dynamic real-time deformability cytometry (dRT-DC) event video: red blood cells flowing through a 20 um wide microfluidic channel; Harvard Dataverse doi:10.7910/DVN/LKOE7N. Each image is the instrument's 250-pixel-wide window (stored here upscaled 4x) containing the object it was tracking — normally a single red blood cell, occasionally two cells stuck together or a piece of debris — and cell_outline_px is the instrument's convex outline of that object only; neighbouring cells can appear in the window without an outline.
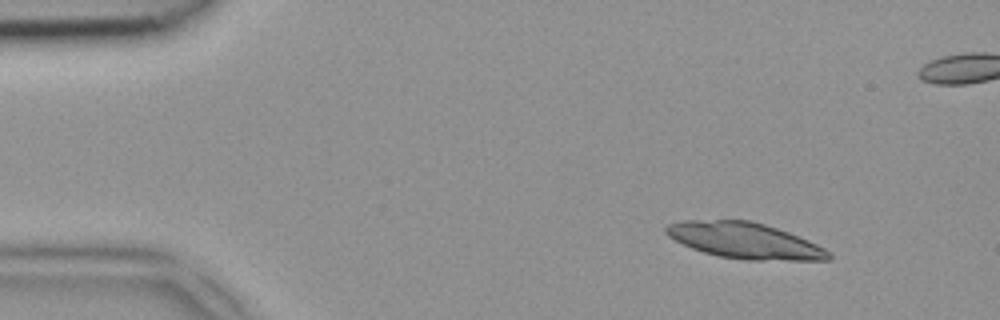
{"species": "common noctule bat (a hibernating species)", "species_latin": "Nyctalus noctula", "temperature_condition": "room temperature", "stored_images_in_passage": 42, "camera_frame_rate_fps": 3000, "um_per_image_px": 0.085, "animal": {"sex": "female", "body_mass_g": 18.4}, "frame": {"image": 1, "passage_image": 1, "time_ms": 0.0, "image_size_px": [1000, 320], "cell_outline_px": [[832, 260], [744, 260], [720, 256], [704, 252], [692, 248], [668, 236], [664, 232], [664, 228], [668, 224], [680, 220], [748, 220], [764, 224], [788, 232], [808, 240], [824, 248], [832, 256]], "centroid_in_image_um": [63.28, 20.45], "position_along_channel_um": 21.7, "area_um2": 33.87}}
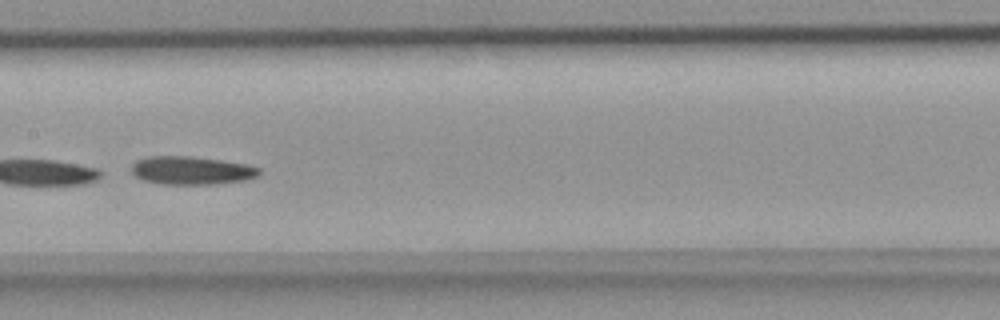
{"frame": {"image": 2, "passage_image": 19, "time_ms": 6.0, "image_size_px": [1000, 320], "cell_outline_px": [[260, 176], [244, 180], [216, 184], [160, 184], [144, 180], [136, 176], [132, 172], [132, 164], [136, 160], [148, 156], [192, 156], [248, 164], [260, 168]], "centroid_in_image_um": [16.29, 14.48], "position_along_channel_um": 191.1, "area_um2": 21.1}}